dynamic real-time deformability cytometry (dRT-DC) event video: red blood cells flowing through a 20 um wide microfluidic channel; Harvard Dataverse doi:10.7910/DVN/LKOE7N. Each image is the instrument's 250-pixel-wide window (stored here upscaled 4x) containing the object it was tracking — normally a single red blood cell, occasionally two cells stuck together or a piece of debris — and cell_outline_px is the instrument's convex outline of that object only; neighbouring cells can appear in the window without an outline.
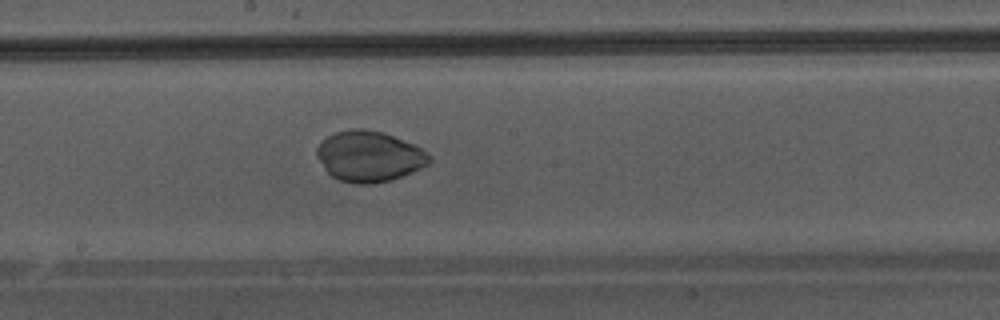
{"species": "Egyptian fruit bat (a non-hibernating species)", "species_latin": "Rousettus aegyptiacus", "temperature_condition": "warm", "stored_images_in_passage": 36, "camera_frame_rate_fps": 3000, "um_per_image_px": 0.085, "animal": {"sex": "male"}, "frame": {"image": 1, "passage_image": 16, "time_ms": 5.0, "image_size_px": [1000, 320], "cell_outline_px": [[432, 160], [428, 164], [420, 168], [392, 180], [372, 184], [356, 184], [340, 180], [332, 176], [324, 168], [316, 156], [316, 148], [328, 136], [336, 132], [352, 128], [364, 128], [384, 132], [416, 144], [432, 156]], "centroid_in_image_um": [31.41, 13.28], "position_along_channel_um": 216.8, "area_um2": 33.47}}